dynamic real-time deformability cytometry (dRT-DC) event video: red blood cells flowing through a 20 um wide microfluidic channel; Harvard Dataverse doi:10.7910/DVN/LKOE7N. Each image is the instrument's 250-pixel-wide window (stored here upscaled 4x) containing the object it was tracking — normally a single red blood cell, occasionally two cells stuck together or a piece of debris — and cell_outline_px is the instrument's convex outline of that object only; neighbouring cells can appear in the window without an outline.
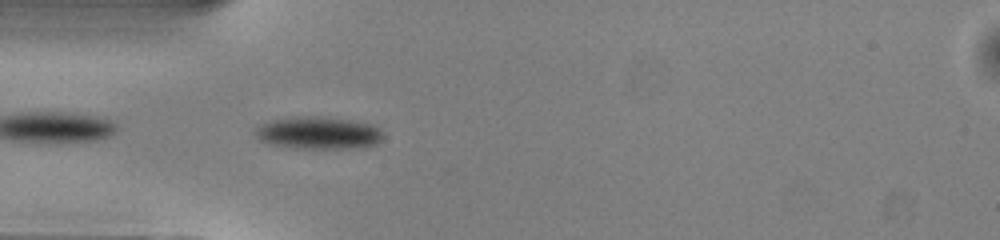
{"species": "common noctule bat (a hibernating species)", "species_latin": "Nyctalus noctula", "temperature_condition": "warm", "stored_images_in_passage": 21, "camera_frame_rate_fps": 3000, "um_per_image_px": 0.085, "animal": {"sex": "male", "body_mass_g": 13.0, "forearm_length_mm": 53.1}, "frame": {"image": 1, "passage_image": 2, "time_ms": 0.333, "image_size_px": [1000, 240], "cell_outline_px": [[384, 136], [376, 144], [360, 148], [296, 148], [268, 144], [260, 140], [252, 132], [260, 124], [272, 120], [296, 116], [312, 116], [352, 120], [372, 124], [380, 128], [384, 132]], "centroid_in_image_um": [27.07, 11.3], "position_along_channel_um": 57.9, "area_um2": 24.39}}
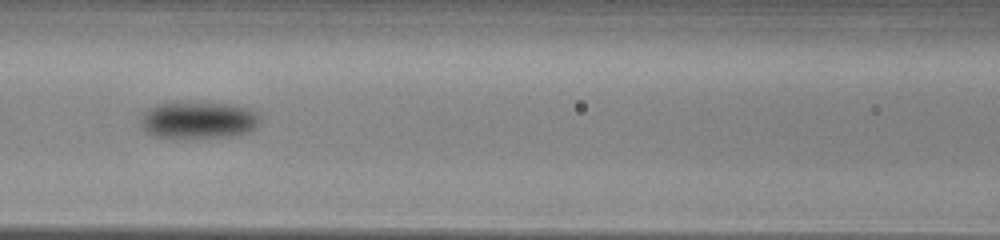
{"frame": {"image": 2, "passage_image": 9, "time_ms": 2.667, "image_size_px": [1000, 240], "cell_outline_px": [[260, 120], [256, 128], [248, 132], [228, 136], [156, 136], [148, 132], [144, 128], [140, 120], [140, 116], [148, 108], [156, 104], [172, 100], [188, 100], [224, 104], [248, 108], [260, 116]], "centroid_in_image_um": [16.83, 10.13], "position_along_channel_um": 149.8, "area_um2": 25.72}}
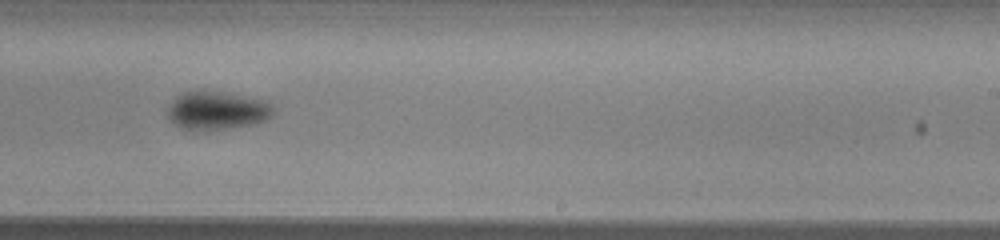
{"frame": {"image": 3, "passage_image": 18, "time_ms": 5.667, "image_size_px": [1000, 240], "cell_outline_px": [[276, 112], [268, 120], [256, 124], [204, 132], [196, 132], [180, 128], [168, 116], [168, 108], [176, 96], [184, 92], [200, 88], [228, 92], [268, 100]], "centroid_in_image_um": [18.49, 9.38], "position_along_channel_um": 270.5, "area_um2": 24.8}}